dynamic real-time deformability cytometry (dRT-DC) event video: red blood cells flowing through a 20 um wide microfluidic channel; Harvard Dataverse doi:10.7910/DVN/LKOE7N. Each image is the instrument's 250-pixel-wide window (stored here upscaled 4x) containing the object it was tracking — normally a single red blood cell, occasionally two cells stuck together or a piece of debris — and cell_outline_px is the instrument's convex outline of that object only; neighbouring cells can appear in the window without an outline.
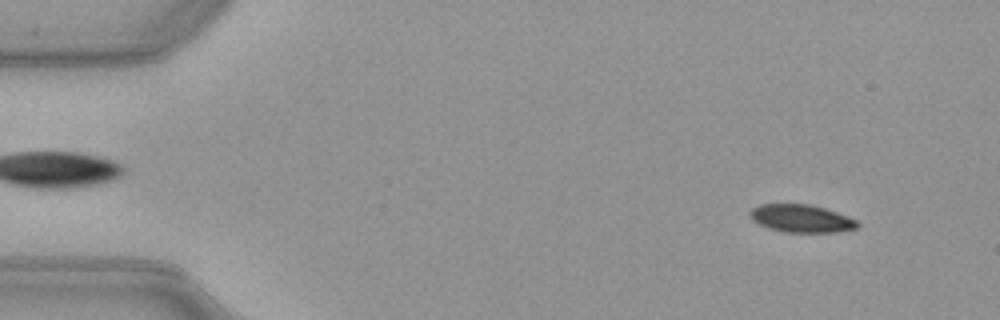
{"species": "common noctule bat (a hibernating species)", "species_latin": "Nyctalus noctula", "temperature_condition": "warm", "stored_images_in_passage": 51, "camera_frame_rate_fps": 3000, "um_per_image_px": 0.085, "animal": {"sex": "female", "body_mass_g": 21.9}, "frame": {"image": 1, "passage_image": 4, "time_ms": 1.0, "image_size_px": [1000, 320], "cell_outline_px": [[860, 224], [856, 228], [840, 232], [784, 232], [768, 228], [752, 220], [748, 216], [748, 212], [752, 208], [760, 204], [812, 204], [836, 212], [856, 220]], "centroid_in_image_um": [68.08, 18.57], "position_along_channel_um": 16.9, "area_um2": 17.46}}
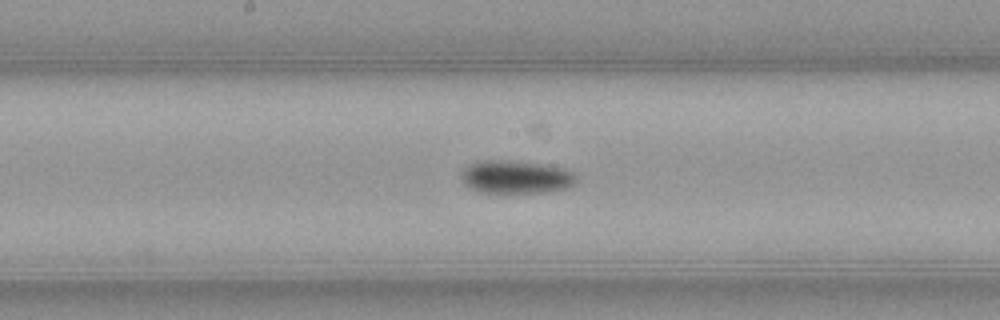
{"frame": {"image": 2, "passage_image": 26, "time_ms": 8.333, "image_size_px": [1000, 320], "cell_outline_px": [[576, 180], [568, 188], [540, 192], [480, 192], [464, 184], [460, 176], [460, 172], [468, 164], [480, 160], [524, 160], [564, 168], [572, 172], [576, 176]], "centroid_in_image_um": [43.82, 15.01], "position_along_channel_um": 204.4, "area_um2": 22.37}}
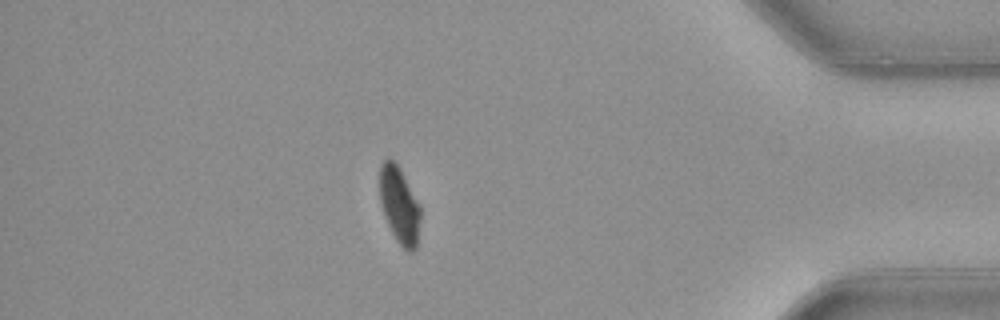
{"frame": {"image": 3, "passage_image": 44, "time_ms": 14.333, "image_size_px": [1000, 320], "cell_outline_px": [[420, 216], [416, 248], [412, 252], [408, 252], [396, 240], [384, 216], [380, 204], [380, 164], [388, 156], [400, 168], [420, 204]], "centroid_in_image_um": [33.94, 17.42], "position_along_channel_um": 401.3, "area_um2": 18.21}, "authors_computed_cell_mechanics": {"area_um2": 19.7676, "velocity_mm_per_s": 3.9844, "shape_relaxation_time_tau1_ms": 3.0959, "shape_relaxation_time_tau2_ms": null, "deformation_change_tau1": 0.1125, "deformation_change_tau2": null}}